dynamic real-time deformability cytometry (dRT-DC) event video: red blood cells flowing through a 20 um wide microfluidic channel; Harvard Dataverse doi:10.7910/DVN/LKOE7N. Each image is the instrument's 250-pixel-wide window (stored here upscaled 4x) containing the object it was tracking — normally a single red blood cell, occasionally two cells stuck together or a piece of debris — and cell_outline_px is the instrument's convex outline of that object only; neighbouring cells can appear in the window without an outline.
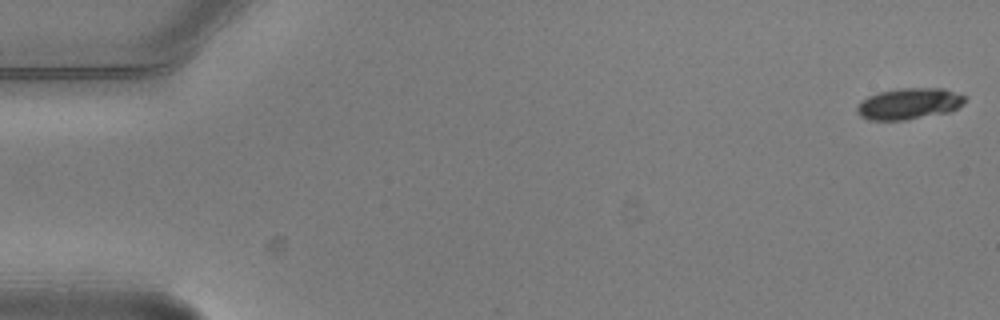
{"species": "common noctule bat (a hibernating species)", "species_latin": "Nyctalus noctula", "temperature_condition": "warm", "stored_images_in_passage": 6, "camera_frame_rate_fps": 3000, "um_per_image_px": 0.085, "animal": {"sex": "male", "body_mass_g": 20.5, "forearm_length_mm": 52.5}, "frame": {"image": 1, "passage_image": 1, "time_ms": 0.0, "image_size_px": [1000, 320], "cell_outline_px": [[964, 100], [956, 108], [948, 112], [904, 120], [868, 120], [860, 116], [856, 112], [856, 108], [860, 100], [868, 96], [880, 92], [900, 88], [944, 88], [964, 96]], "centroid_in_image_um": [77.19, 8.81], "position_along_channel_um": 7.8, "area_um2": 19.48}}
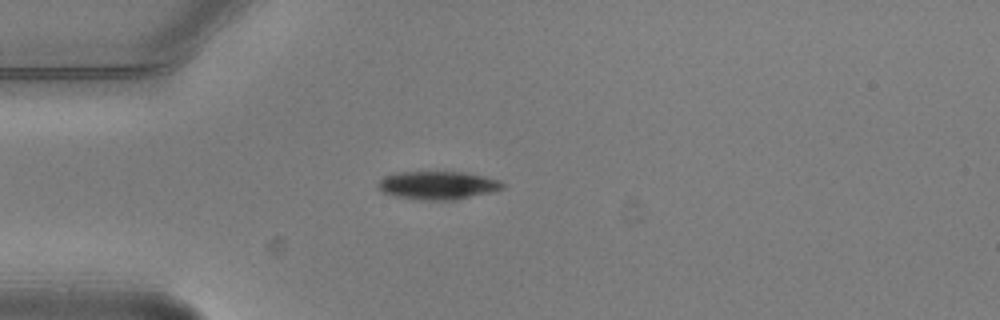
{"frame": {"image": 2, "passage_image": 6, "time_ms": 1.667, "image_size_px": [1000, 320], "cell_outline_px": [[504, 188], [488, 192], [452, 200], [428, 200], [396, 196], [384, 192], [380, 188], [380, 180], [384, 176], [396, 172], [464, 172], [484, 176], [500, 180], [504, 184]], "centroid_in_image_um": [37.23, 15.73], "position_along_channel_um": 47.8, "area_um2": 20.0}}